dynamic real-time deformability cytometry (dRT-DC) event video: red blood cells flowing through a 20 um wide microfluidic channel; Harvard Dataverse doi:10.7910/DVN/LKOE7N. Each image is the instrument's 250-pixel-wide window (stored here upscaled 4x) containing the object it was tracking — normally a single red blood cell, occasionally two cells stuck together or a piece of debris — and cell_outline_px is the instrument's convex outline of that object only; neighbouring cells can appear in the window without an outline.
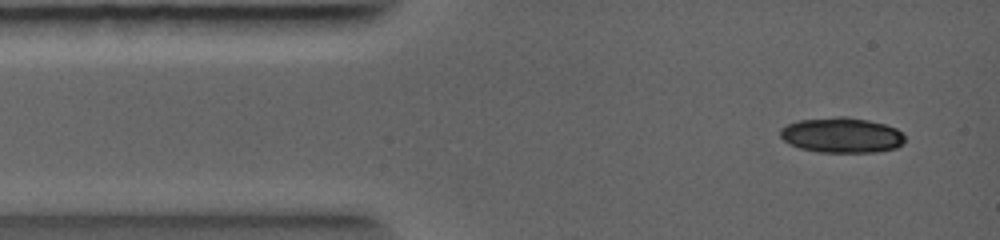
{"species": "common noctule bat (a hibernating species)", "species_latin": "Nyctalus noctula", "temperature_condition": "warm", "stored_images_in_passage": 3, "camera_frame_rate_fps": 5000, "um_per_image_px": 0.085, "animal": {"sex": "female", "body_mass_g": 19.0, "forearm_length_mm": 56.7}, "frame": {"image": 1, "passage_image": 1, "time_ms": 0.0, "image_size_px": [1000, 240], "cell_outline_px": [[904, 140], [896, 148], [868, 152], [828, 152], [804, 148], [792, 144], [784, 140], [780, 136], [780, 128], [788, 124], [800, 120], [836, 116], [848, 116], [868, 120], [884, 124], [896, 128], [904, 136]], "centroid_in_image_um": [71.55, 11.46], "position_along_channel_um": 13.5, "area_um2": 25.14}}